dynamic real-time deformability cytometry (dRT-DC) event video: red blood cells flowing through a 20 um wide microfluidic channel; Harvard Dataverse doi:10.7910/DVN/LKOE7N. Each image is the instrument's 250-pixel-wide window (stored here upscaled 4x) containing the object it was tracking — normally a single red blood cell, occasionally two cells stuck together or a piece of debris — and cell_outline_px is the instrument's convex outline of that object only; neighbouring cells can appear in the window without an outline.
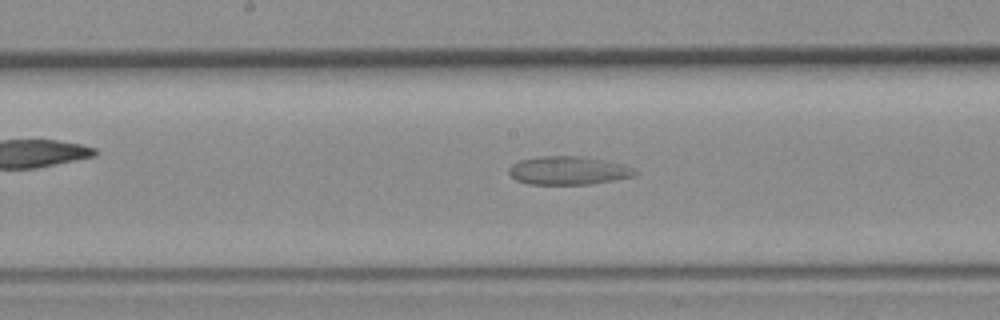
{"species": "common noctule bat (a hibernating species)", "species_latin": "Nyctalus noctula", "temperature_condition": "room temperature", "stored_images_in_passage": 35, "camera_frame_rate_fps": 3000, "um_per_image_px": 0.085, "animal": {"sex": "female", "body_mass_g": 19.3, "forearm_length_mm": 54.1}, "frame": {"image": 1, "passage_image": 13, "time_ms": 4.0, "image_size_px": [1000, 320], "cell_outline_px": [[640, 172], [636, 176], [588, 184], [528, 184], [516, 180], [508, 172], [508, 168], [512, 164], [520, 160], [540, 156], [576, 156], [604, 160], [620, 164], [632, 168]], "centroid_in_image_um": [48.29, 14.5], "position_along_channel_um": 199.9, "area_um2": 20.69}}
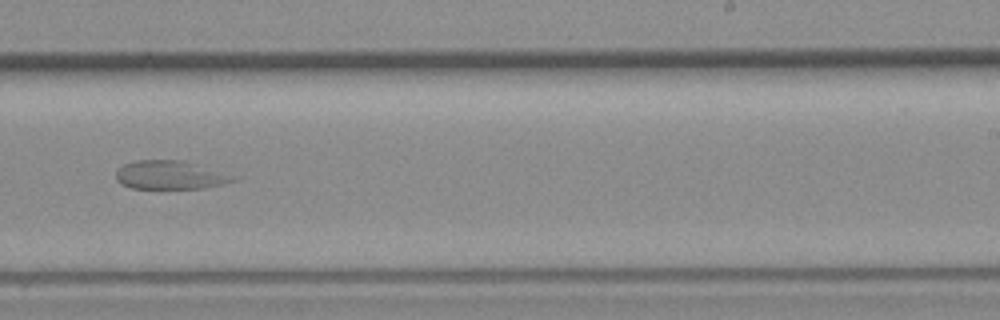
{"frame": {"image": 2, "passage_image": 18, "time_ms": 5.667, "image_size_px": [1000, 320], "cell_outline_px": [[236, 180], [224, 184], [204, 188], [128, 188], [120, 184], [116, 180], [116, 172], [124, 164], [136, 160], [180, 160]], "centroid_in_image_um": [14.24, 14.9], "position_along_channel_um": 274.8, "area_um2": 18.5}}
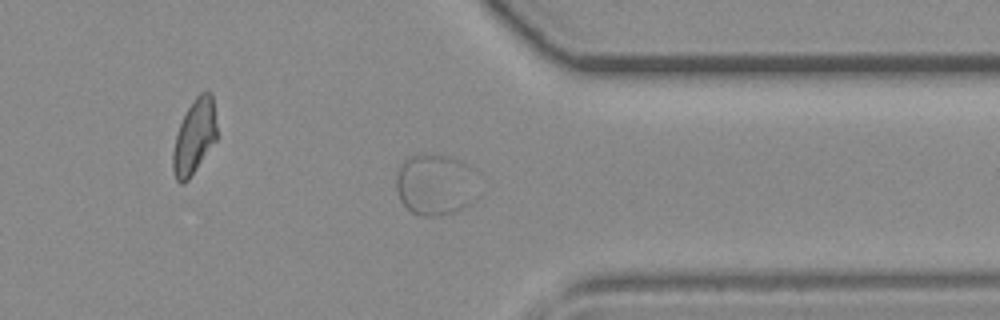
{"frame": {"image": 3, "passage_image": 25, "time_ms": 8.0, "image_size_px": [1000, 320], "cell_outline_px": [[480, 196], [464, 208], [440, 216], [420, 216], [412, 212], [400, 200], [396, 188], [396, 176], [400, 164], [404, 160], [412, 156], [448, 156], [468, 164], [476, 168], [480, 172]], "centroid_in_image_um": [37.13, 15.71], "position_along_channel_um": 374.3, "area_um2": 30.23}}